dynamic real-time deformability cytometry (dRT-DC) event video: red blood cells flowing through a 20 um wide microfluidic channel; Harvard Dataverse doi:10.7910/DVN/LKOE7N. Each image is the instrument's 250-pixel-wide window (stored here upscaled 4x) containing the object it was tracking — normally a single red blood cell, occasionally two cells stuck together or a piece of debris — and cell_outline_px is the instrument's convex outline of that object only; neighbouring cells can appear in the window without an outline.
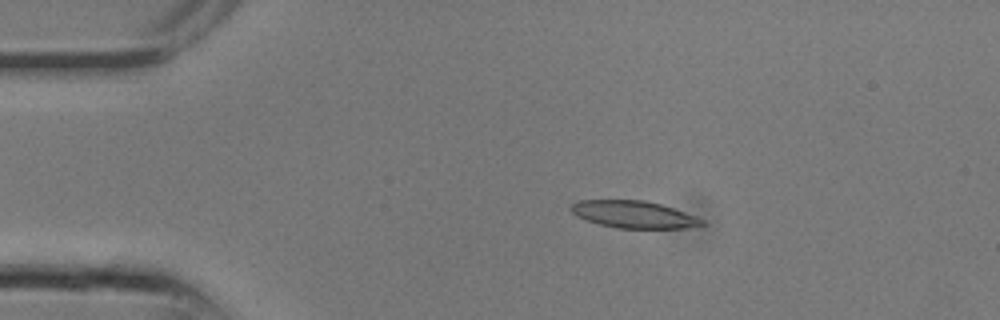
{"species": "common noctule bat (a hibernating species)", "species_latin": "Nyctalus noctula", "temperature_condition": "room temperature", "stored_images_in_passage": 7, "camera_frame_rate_fps": 3000, "um_per_image_px": 0.085, "animal": {"sex": "male", "body_mass_g": 13.3}, "frame": {"image": 1, "passage_image": 1, "time_ms": 0.0, "image_size_px": [1000, 320], "cell_outline_px": [[708, 224], [684, 228], [616, 228], [600, 224], [576, 216], [568, 208], [572, 204], [580, 200], [644, 200], [660, 204], [696, 216], [704, 220]], "centroid_in_image_um": [53.87, 18.23], "position_along_channel_um": 31.1, "area_um2": 20.63}}
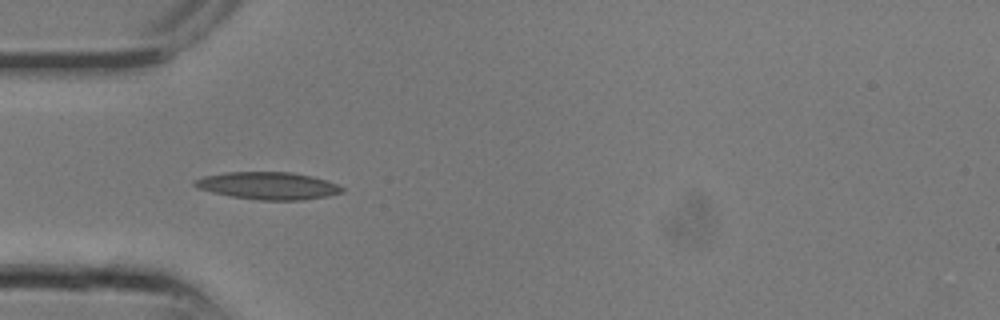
{"frame": {"image": 2, "passage_image": 4, "time_ms": 1.0, "image_size_px": [1000, 320], "cell_outline_px": [[344, 192], [328, 196], [304, 200], [260, 200], [232, 196], [212, 192], [196, 188], [192, 184], [192, 180], [204, 176], [224, 172], [292, 172], [312, 176], [336, 184], [344, 188]], "centroid_in_image_um": [22.76, 15.78], "position_along_channel_um": 62.2, "area_um2": 23.58}}
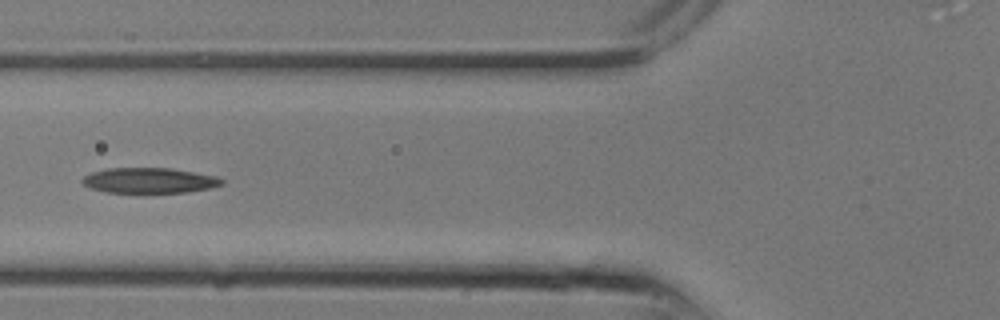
{"frame": {"image": 3, "passage_image": 6, "time_ms": 1.667, "image_size_px": [1000, 320], "cell_outline_px": [[224, 184], [208, 188], [188, 192], [108, 192], [92, 188], [84, 184], [80, 180], [84, 176], [92, 172], [108, 168], [172, 168], [216, 176], [224, 180]], "centroid_in_image_um": [12.71, 15.33], "position_along_channel_um": 113.1, "area_um2": 20.4}}